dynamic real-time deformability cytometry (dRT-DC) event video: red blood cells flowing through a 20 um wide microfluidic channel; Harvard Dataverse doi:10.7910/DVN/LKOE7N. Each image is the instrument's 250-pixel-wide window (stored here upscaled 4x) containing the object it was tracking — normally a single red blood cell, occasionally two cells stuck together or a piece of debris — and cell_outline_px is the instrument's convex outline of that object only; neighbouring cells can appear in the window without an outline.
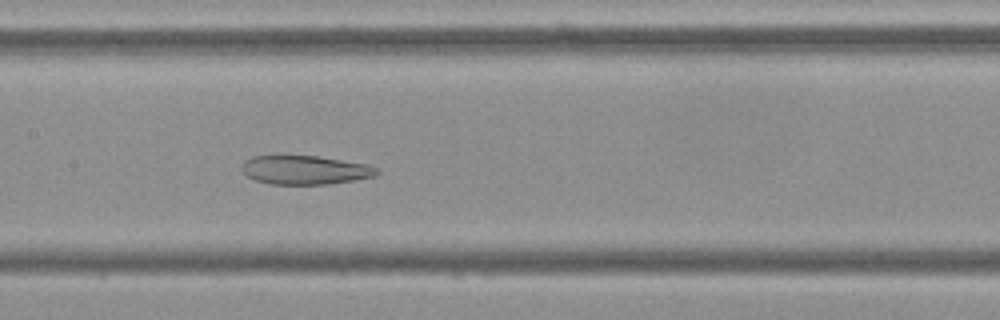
{"species": "Egyptian fruit bat (a non-hibernating species)", "species_latin": "Rousettus aegyptiacus", "temperature_condition": "cold", "stored_images_in_passage": 54, "segment_of_instrument_passage": [1, 2], "camera_frame_rate_fps": 3000, "um_per_image_px": 0.085, "frame": {"image": 1, "passage_image": 25, "time_ms": 8.0, "image_size_px": [1000, 320], "cell_outline_px": [[380, 172], [376, 176], [328, 184], [272, 184], [256, 180], [248, 176], [240, 168], [244, 160], [252, 156], [280, 152], [320, 156], [368, 164], [380, 168]], "centroid_in_image_um": [25.89, 14.38], "position_along_channel_um": 181.5, "area_um2": 23.76}}
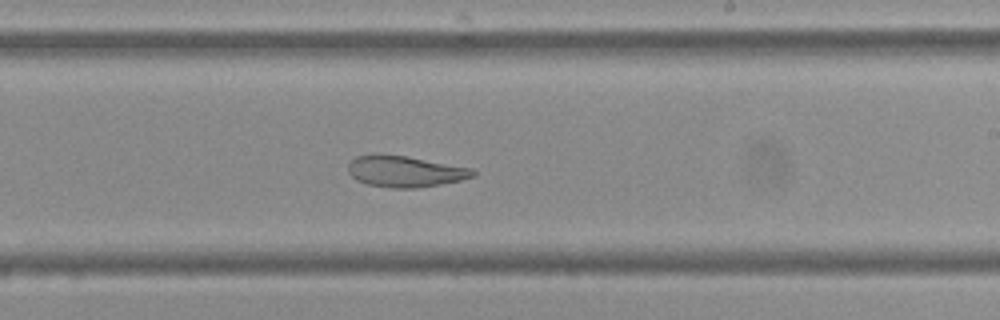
{"frame": {"image": 2, "passage_image": 31, "time_ms": 10.0, "image_size_px": [1000, 320], "cell_outline_px": [[476, 176], [460, 180], [440, 184], [416, 188], [392, 188], [368, 184], [356, 180], [348, 172], [348, 164], [356, 156], [380, 152], [408, 156], [472, 168], [476, 172]], "centroid_in_image_um": [34.4, 14.54], "position_along_channel_um": 254.6, "area_um2": 23.0}}
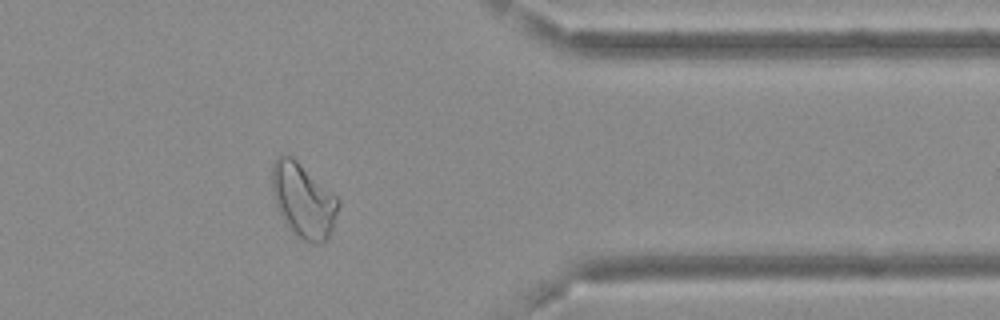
{"frame": {"image": 3, "passage_image": 43, "time_ms": 14.0, "image_size_px": [1000, 320], "cell_outline_px": [[340, 204], [328, 240], [324, 244], [312, 244], [304, 240], [280, 216], [272, 192], [272, 164], [276, 156], [292, 156], [336, 196], [340, 200]], "centroid_in_image_um": [25.79, 17.04], "position_along_channel_um": 385.6, "area_um2": 28.38}}